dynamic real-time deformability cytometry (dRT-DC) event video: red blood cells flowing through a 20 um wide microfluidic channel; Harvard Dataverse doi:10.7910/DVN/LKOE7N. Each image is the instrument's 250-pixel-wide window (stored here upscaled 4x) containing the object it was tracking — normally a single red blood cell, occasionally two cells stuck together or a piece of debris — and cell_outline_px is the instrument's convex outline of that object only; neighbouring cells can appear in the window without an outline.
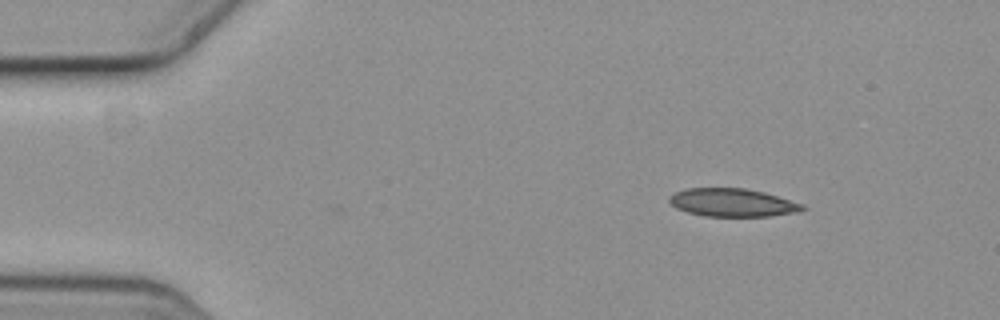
{"species": "common noctule bat (a hibernating species)", "species_latin": "Nyctalus noctula", "temperature_condition": "cold", "stored_images_in_passage": 5, "camera_frame_rate_fps": 3000, "um_per_image_px": 0.085, "animal": {"sex": "female", "body_mass_g": 19.3, "forearm_length_mm": 54.1}, "frame": {"image": 1, "passage_image": 2, "time_ms": 0.333, "image_size_px": [1000, 320], "cell_outline_px": [[808, 208], [800, 212], [772, 216], [704, 216], [688, 212], [676, 208], [668, 200], [676, 192], [688, 188], [744, 188], [764, 192], [804, 204]], "centroid_in_image_um": [62.33, 17.23], "position_along_channel_um": 22.7, "area_um2": 21.79}}
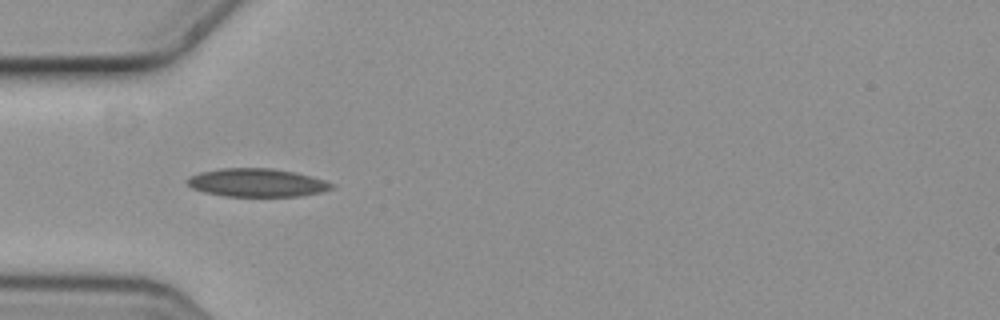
{"frame": {"image": 2, "passage_image": 5, "time_ms": 1.333, "image_size_px": [1000, 320], "cell_outline_px": [[336, 188], [324, 192], [300, 196], [224, 196], [204, 192], [192, 188], [184, 180], [188, 176], [200, 172], [220, 168], [272, 168], [296, 172], [312, 176], [336, 184]], "centroid_in_image_um": [21.87, 15.52], "position_along_channel_um": 63.1, "area_um2": 24.16}}